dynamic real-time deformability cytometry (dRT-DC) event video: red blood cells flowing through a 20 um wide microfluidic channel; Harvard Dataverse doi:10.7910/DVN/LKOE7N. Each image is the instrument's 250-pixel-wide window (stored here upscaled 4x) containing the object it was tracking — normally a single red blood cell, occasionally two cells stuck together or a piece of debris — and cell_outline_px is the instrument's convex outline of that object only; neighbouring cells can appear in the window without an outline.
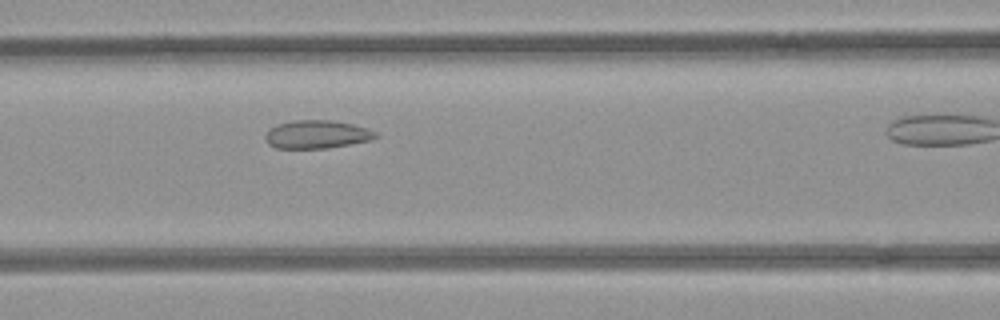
{"species": "common noctule bat (a hibernating species)", "species_latin": "Nyctalus noctula", "temperature_condition": "room temperature", "stored_images_in_passage": 30, "camera_frame_rate_fps": 3000, "um_per_image_px": 0.085, "animal": {"sex": "female", "body_mass_g": 21.9}, "frame": {"image": 1, "passage_image": 11, "time_ms": 3.333, "image_size_px": [1000, 320], "cell_outline_px": [[380, 136], [372, 140], [328, 148], [276, 148], [268, 144], [264, 140], [264, 136], [268, 128], [276, 124], [296, 120], [332, 120], [352, 124], [368, 128], [376, 132]], "centroid_in_image_um": [26.92, 11.42], "position_along_channel_um": 139.7, "area_um2": 18.38}}
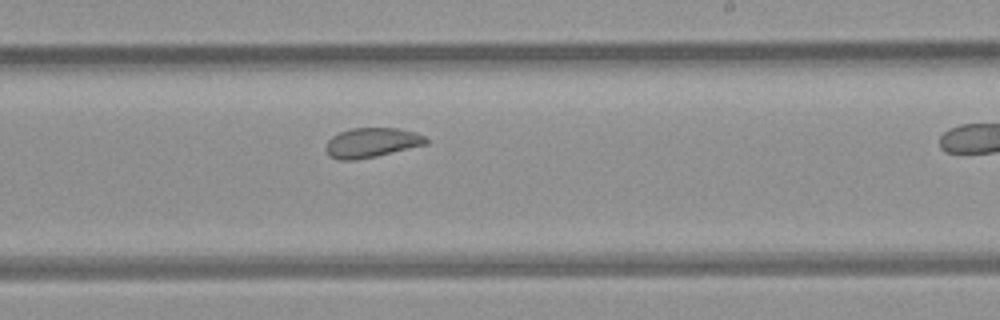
{"frame": {"image": 2, "passage_image": 20, "time_ms": 6.333, "image_size_px": [1000, 320], "cell_outline_px": [[428, 144], [376, 156], [356, 160], [340, 160], [328, 156], [324, 148], [328, 140], [332, 136], [340, 132], [352, 128], [400, 128], [416, 132], [424, 136], [428, 140]], "centroid_in_image_um": [31.58, 12.12], "position_along_channel_um": 257.4, "area_um2": 17.46}}
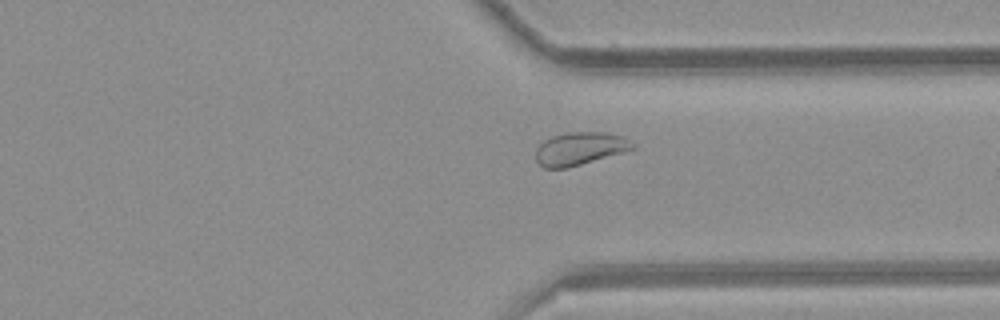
{"frame": {"image": 3, "passage_image": 28, "time_ms": 9.0, "image_size_px": [1000, 320], "cell_outline_px": [[636, 148], [568, 168], [544, 168], [536, 160], [536, 148], [544, 140], [552, 136], [568, 132], [604, 132], [620, 136], [636, 144]], "centroid_in_image_um": [49.27, 12.63], "position_along_channel_um": 362.1, "area_um2": 18.44}}